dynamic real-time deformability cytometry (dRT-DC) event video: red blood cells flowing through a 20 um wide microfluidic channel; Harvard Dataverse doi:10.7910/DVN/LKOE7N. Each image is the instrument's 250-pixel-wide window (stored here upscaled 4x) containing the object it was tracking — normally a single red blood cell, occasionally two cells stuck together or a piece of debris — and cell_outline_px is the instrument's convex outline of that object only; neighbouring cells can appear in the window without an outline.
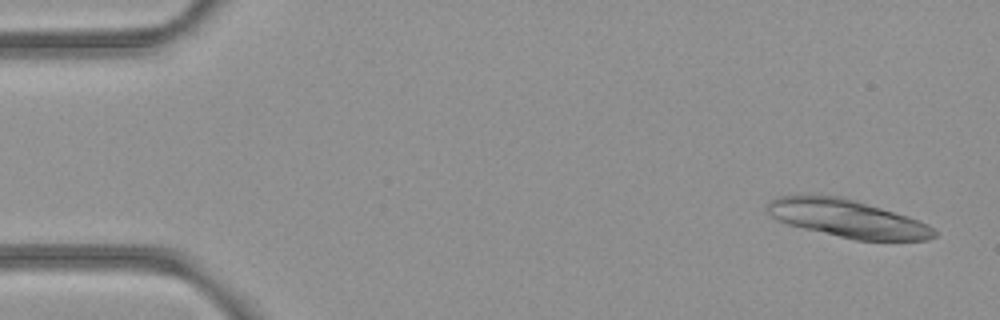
{"species": "common noctule bat (a hibernating species)", "species_latin": "Nyctalus noctula", "temperature_condition": "room temperature", "stored_images_in_passage": 6, "camera_frame_rate_fps": 3000, "um_per_image_px": 0.085, "animal": {"sex": "female", "body_mass_g": 21.9}, "frame": {"image": 1, "passage_image": 1, "time_ms": 0.0, "image_size_px": [1000, 320], "cell_outline_px": [[936, 236], [928, 240], [856, 240], [804, 228], [788, 224], [772, 216], [764, 208], [772, 200], [780, 196], [840, 196], [908, 216], [920, 220], [928, 224], [936, 232]], "centroid_in_image_um": [72.08, 18.59], "position_along_channel_um": 12.9, "area_um2": 36.01}}